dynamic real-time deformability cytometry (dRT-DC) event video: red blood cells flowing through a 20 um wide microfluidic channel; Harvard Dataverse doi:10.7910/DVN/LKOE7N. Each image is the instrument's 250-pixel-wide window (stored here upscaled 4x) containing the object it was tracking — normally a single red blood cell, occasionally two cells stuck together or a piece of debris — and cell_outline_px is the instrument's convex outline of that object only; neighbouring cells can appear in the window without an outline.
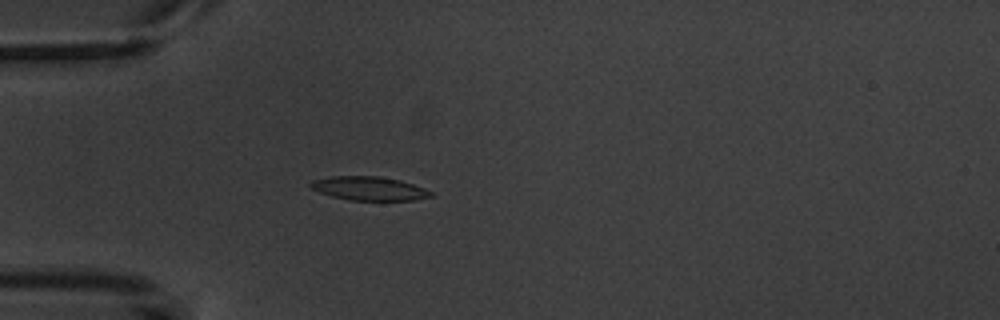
{"species": "common noctule bat (a hibernating species)", "species_latin": "Nyctalus noctula", "temperature_condition": "warm", "stored_images_in_passage": 3, "camera_frame_rate_fps": 3000, "um_per_image_px": 0.085, "animal": {"sex": "male", "body_mass_g": 20.1, "forearm_length_mm": 53.5}, "frame": {"image": 1, "passage_image": 3, "time_ms": 2.333, "image_size_px": [1000, 320], "cell_outline_px": [[436, 196], [412, 200], [352, 200], [332, 196], [320, 192], [312, 188], [308, 184], [312, 180], [332, 176], [380, 176], [400, 180], [424, 188], [432, 192]], "centroid_in_image_um": [31.4, 16.01], "position_along_channel_um": 53.6, "area_um2": 16.59}}